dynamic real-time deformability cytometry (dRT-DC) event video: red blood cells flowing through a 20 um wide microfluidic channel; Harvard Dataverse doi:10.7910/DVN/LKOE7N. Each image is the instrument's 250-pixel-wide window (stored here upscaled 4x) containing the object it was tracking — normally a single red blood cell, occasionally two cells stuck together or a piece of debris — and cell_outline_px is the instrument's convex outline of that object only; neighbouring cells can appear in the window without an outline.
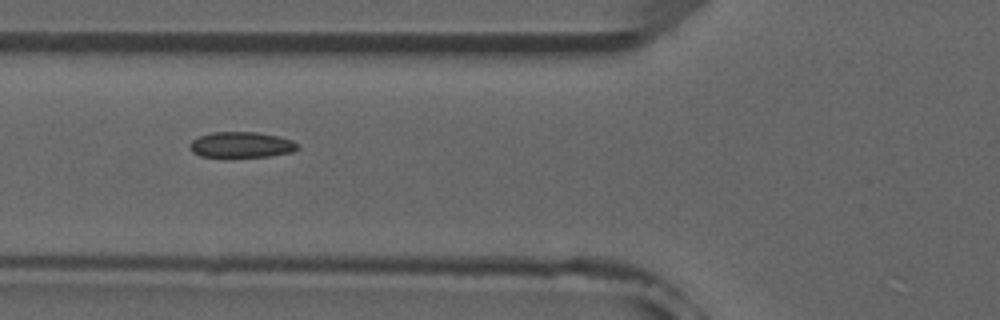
{"species": "common noctule bat (a hibernating species)", "species_latin": "Nyctalus noctula", "temperature_condition": "room temperature", "stored_images_in_passage": 7, "camera_frame_rate_fps": 3000, "um_per_image_px": 0.085, "animal": {"sex": "male", "forearm_length_mm": 52.5}, "frame": {"image": 1, "passage_image": 4, "time_ms": 3.333, "image_size_px": [1000, 320], "cell_outline_px": [[300, 148], [292, 152], [268, 156], [228, 160], [224, 160], [200, 156], [192, 152], [188, 148], [188, 144], [192, 140], [200, 136], [212, 132], [256, 132], [276, 136], [292, 140]], "centroid_in_image_um": [20.43, 12.36], "position_along_channel_um": 105.4, "area_um2": 16.99}}
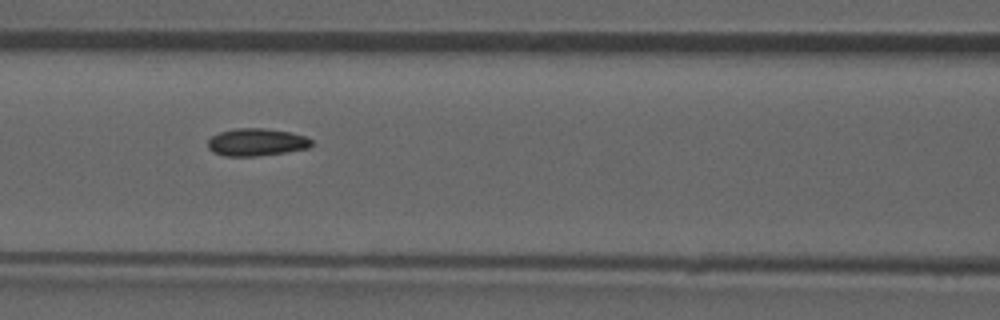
{"frame": {"image": 2, "passage_image": 5, "time_ms": 4.333, "image_size_px": [1000, 320], "cell_outline_px": [[312, 144], [308, 148], [284, 152], [256, 156], [224, 156], [212, 152], [208, 148], [208, 140], [212, 136], [220, 132], [236, 128], [264, 128], [288, 132], [304, 136], [312, 140]], "centroid_in_image_um": [21.76, 12.09], "position_along_channel_um": 144.8, "area_um2": 16.47}}